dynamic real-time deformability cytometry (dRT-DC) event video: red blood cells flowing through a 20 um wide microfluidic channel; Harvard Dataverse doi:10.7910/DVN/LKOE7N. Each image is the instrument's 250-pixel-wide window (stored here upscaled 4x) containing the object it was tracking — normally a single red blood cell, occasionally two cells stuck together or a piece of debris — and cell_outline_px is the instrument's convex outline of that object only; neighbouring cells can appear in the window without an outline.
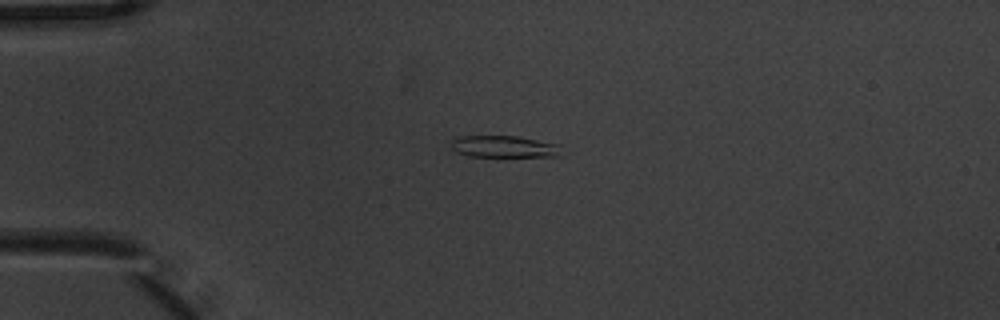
{"species": "common noctule bat (a hibernating species)", "species_latin": "Nyctalus noctula", "temperature_condition": "warm", "stored_images_in_passage": 12, "camera_frame_rate_fps": 3000, "um_per_image_px": 0.085, "animal": {"sex": "male", "body_mass_g": 20.1, "forearm_length_mm": 53.5}, "frame": {"image": 1, "passage_image": 1, "time_ms": 0.0, "image_size_px": [1000, 320], "cell_outline_px": [[560, 156], [468, 156], [456, 152], [452, 148], [452, 140], [460, 136], [516, 136], [560, 144]], "centroid_in_image_um": [42.84, 12.46], "position_along_channel_um": 42.2, "area_um2": 13.87}}
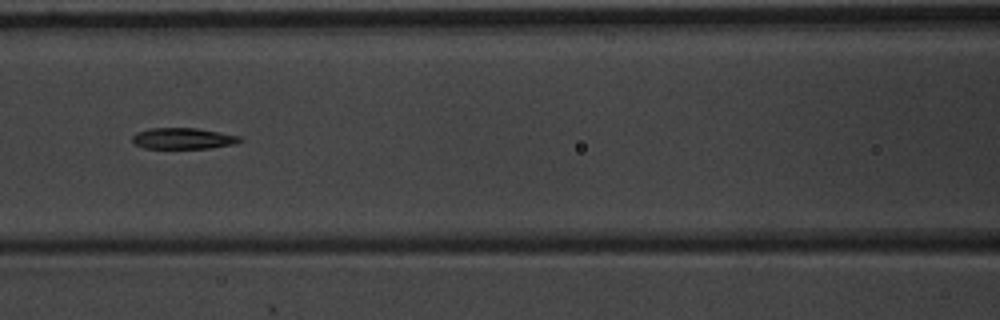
{"frame": {"image": 2, "passage_image": 4, "time_ms": 1.0, "image_size_px": [1000, 320], "cell_outline_px": [[244, 140], [232, 144], [208, 148], [144, 148], [136, 144], [132, 140], [132, 136], [136, 132], [148, 128], [196, 128], [220, 132], [240, 136]], "centroid_in_image_um": [15.55, 11.76], "position_along_channel_um": 151.1, "area_um2": 13.18}}
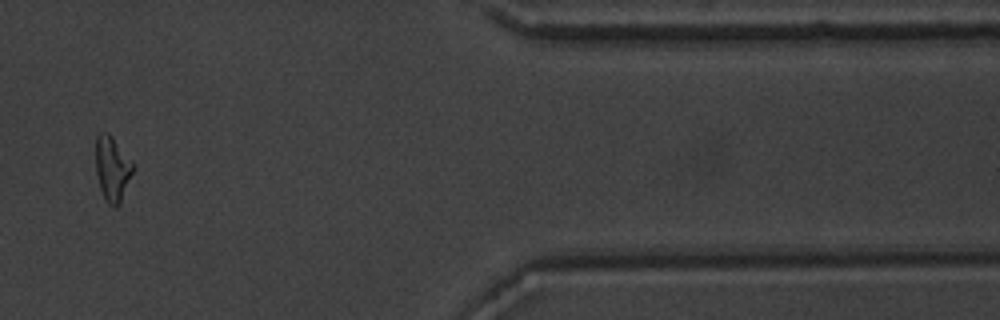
{"frame": {"image": 3, "passage_image": 10, "time_ms": 3.0, "image_size_px": [1000, 320], "cell_outline_px": [[132, 172], [120, 204], [116, 208], [112, 208], [108, 204], [100, 188], [96, 172], [96, 136], [100, 132], [108, 132], [112, 136], [132, 160]], "centroid_in_image_um": [9.53, 14.33], "position_along_channel_um": 401.9, "area_um2": 13.99}}